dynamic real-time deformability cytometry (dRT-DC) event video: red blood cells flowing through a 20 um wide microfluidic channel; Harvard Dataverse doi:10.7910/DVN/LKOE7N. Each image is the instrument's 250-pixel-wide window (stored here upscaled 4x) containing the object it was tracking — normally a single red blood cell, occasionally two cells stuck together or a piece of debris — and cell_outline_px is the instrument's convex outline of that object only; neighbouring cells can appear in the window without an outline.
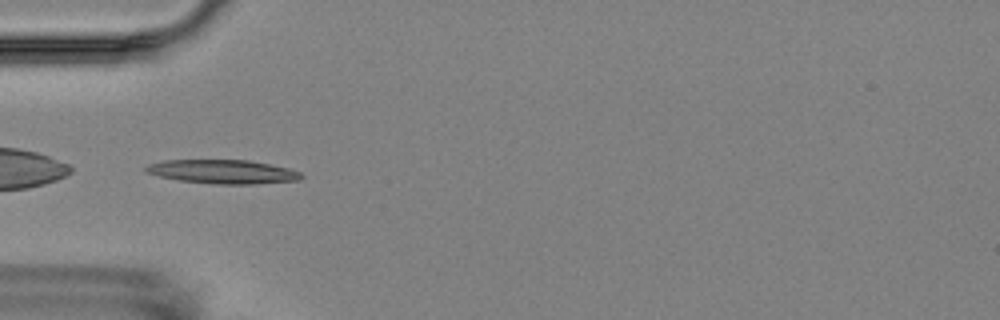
{"species": "Egyptian fruit bat (a non-hibernating species)", "species_latin": "Rousettus aegyptiacus", "temperature_condition": "room temperature", "stored_images_in_passage": 9, "camera_frame_rate_fps": 3000, "um_per_image_px": 0.085, "animal": {"sex": "female"}, "frame": {"image": 1, "passage_image": 6, "time_ms": 5.667, "image_size_px": [1000, 320], "cell_outline_px": [[304, 176], [300, 180], [252, 184], [212, 184], [180, 180], [160, 176], [144, 172], [144, 168], [148, 164], [164, 160], [248, 160], [288, 168], [300, 172]], "centroid_in_image_um": [18.92, 14.59], "position_along_channel_um": 66.1, "area_um2": 21.56}}
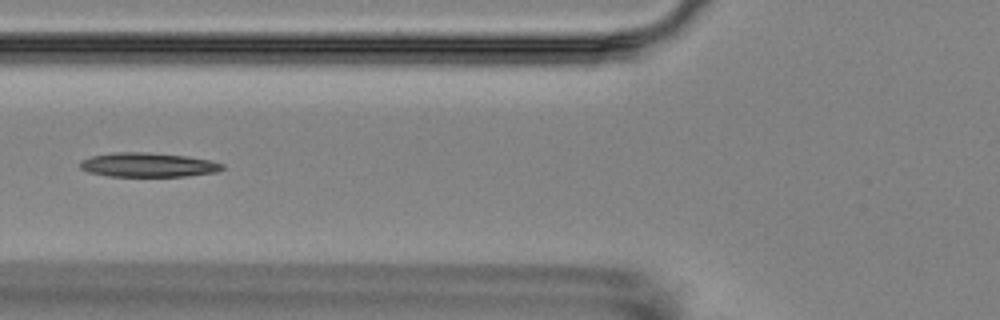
{"frame": {"image": 2, "passage_image": 7, "time_ms": 7.0, "image_size_px": [1000, 320], "cell_outline_px": [[224, 168], [216, 172], [184, 176], [108, 176], [88, 172], [80, 168], [80, 160], [92, 156], [116, 152], [144, 152], [184, 156], [208, 160], [224, 164]], "centroid_in_image_um": [12.54, 14.02], "position_along_channel_um": 113.3, "area_um2": 19.88}}
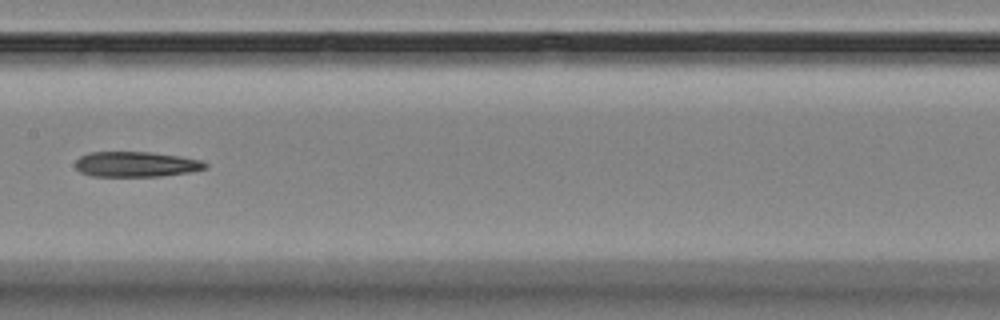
{"frame": {"image": 3, "passage_image": 9, "time_ms": 9.333, "image_size_px": [1000, 320], "cell_outline_px": [[208, 168], [188, 172], [160, 176], [88, 176], [80, 172], [76, 168], [76, 160], [80, 156], [88, 152], [148, 152], [180, 156], [200, 160], [208, 164]], "centroid_in_image_um": [11.54, 13.96], "position_along_channel_um": 195.9, "area_um2": 19.13}}